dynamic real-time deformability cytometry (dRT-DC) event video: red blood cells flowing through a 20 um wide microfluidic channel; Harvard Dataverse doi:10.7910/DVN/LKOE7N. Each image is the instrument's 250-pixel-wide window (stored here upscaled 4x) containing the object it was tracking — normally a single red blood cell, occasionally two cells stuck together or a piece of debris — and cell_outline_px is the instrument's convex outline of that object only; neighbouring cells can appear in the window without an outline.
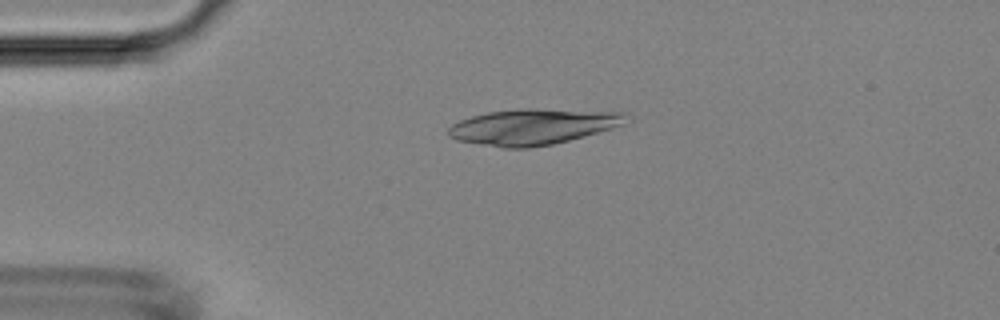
{"species": "Egyptian fruit bat (a non-hibernating species)", "species_latin": "Rousettus aegyptiacus", "temperature_condition": "room temperature", "stored_images_in_passage": 4, "camera_frame_rate_fps": 3000, "um_per_image_px": 0.085, "animal": {"sex": "female"}, "frame": {"image": 1, "passage_image": 3, "time_ms": 3.333, "image_size_px": [1000, 320], "cell_outline_px": [[636, 116], [632, 120], [624, 124], [612, 128], [584, 136], [552, 144], [528, 148], [504, 148], [456, 140], [448, 136], [448, 128], [452, 124], [460, 120], [472, 116], [488, 112], [520, 108], [532, 108], [624, 112]], "centroid_in_image_um": [45.36, 10.75], "position_along_channel_um": 39.6, "area_um2": 37.45}}